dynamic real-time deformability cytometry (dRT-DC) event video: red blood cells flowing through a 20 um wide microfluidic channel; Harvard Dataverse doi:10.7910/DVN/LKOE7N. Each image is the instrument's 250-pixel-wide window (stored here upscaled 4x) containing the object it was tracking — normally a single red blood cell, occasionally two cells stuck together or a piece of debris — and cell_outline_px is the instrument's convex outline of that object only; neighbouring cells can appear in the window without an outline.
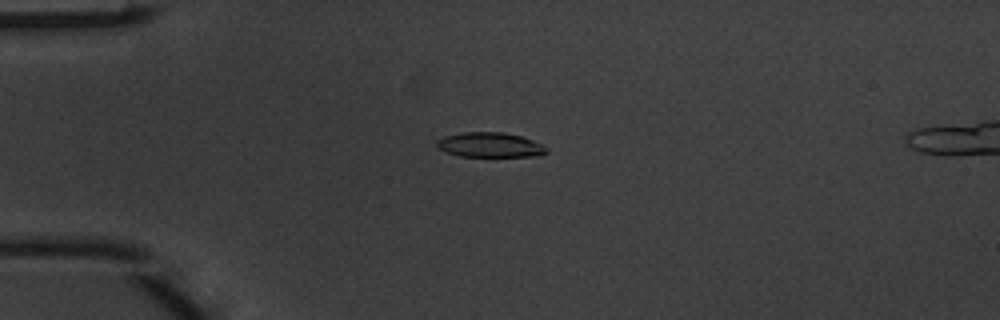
{"species": "common noctule bat (a hibernating species)", "species_latin": "Nyctalus noctula", "temperature_condition": "warm", "stored_images_in_passage": 4, "camera_frame_rate_fps": 3000, "um_per_image_px": 0.085, "animal": {"sex": "male", "body_mass_g": 20.1, "forearm_length_mm": 53.5}, "frame": {"image": 1, "passage_image": 2, "time_ms": 0.333, "image_size_px": [1000, 320], "cell_outline_px": [[548, 152], [540, 156], [460, 156], [444, 152], [436, 148], [436, 140], [444, 136], [464, 132], [504, 132], [520, 136], [544, 144]], "centroid_in_image_um": [41.63, 12.32], "position_along_channel_um": 43.4, "area_um2": 16.01}}
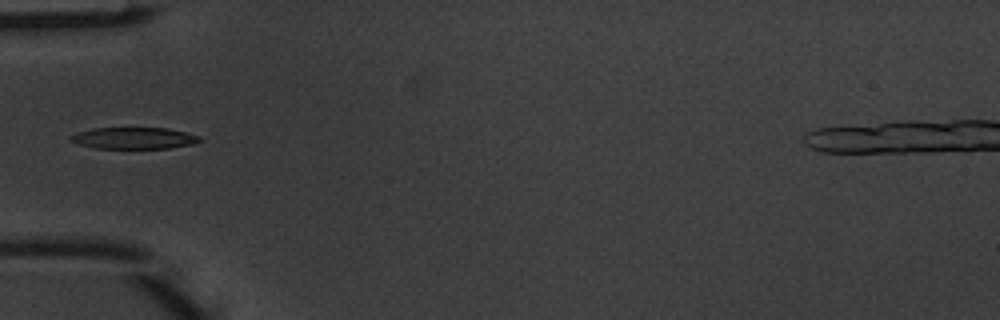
{"frame": {"image": 2, "passage_image": 3, "time_ms": 0.667, "image_size_px": [1000, 320], "cell_outline_px": [[200, 140], [192, 144], [168, 148], [96, 148], [80, 144], [72, 140], [72, 136], [76, 132], [92, 128], [168, 128], [200, 136]], "centroid_in_image_um": [11.4, 11.73], "position_along_channel_um": 73.6, "area_um2": 15.9}}